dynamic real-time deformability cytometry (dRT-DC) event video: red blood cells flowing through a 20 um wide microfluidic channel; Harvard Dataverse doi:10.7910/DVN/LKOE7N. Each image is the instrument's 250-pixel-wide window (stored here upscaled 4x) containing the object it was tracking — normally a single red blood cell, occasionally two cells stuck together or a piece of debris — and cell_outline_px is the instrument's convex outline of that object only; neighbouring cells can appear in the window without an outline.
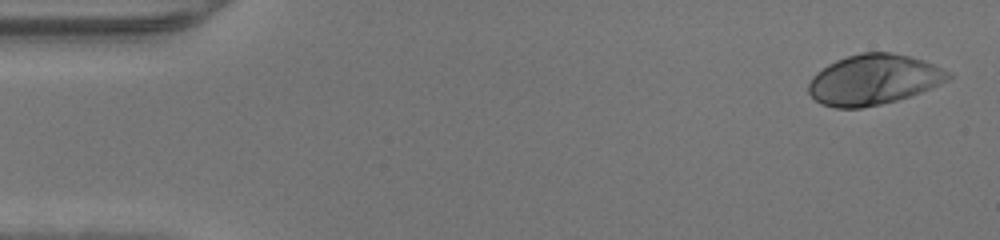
{"species": "human", "species_latin": "Homo sapiens", "temperature_condition": "warm", "stored_images_in_passage": 46, "camera_frame_rate_fps": 3000, "um_per_image_px": 0.085, "donor": {"sex": "male"}, "frame": {"image": 1, "passage_image": 1, "time_ms": 0.0, "image_size_px": [1000, 240], "cell_outline_px": [[952, 76], [948, 80], [932, 88], [896, 100], [880, 104], [860, 108], [836, 108], [820, 104], [808, 92], [808, 84], [812, 76], [816, 72], [828, 64], [836, 60], [860, 52], [892, 52], [912, 56], [924, 60], [952, 72]], "centroid_in_image_um": [74.26, 6.76], "position_along_channel_um": 10.7, "area_um2": 41.15}}
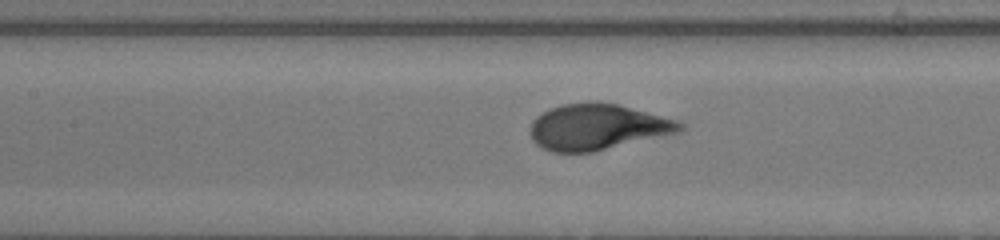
{"frame": {"image": 2, "passage_image": 20, "time_ms": 6.333, "image_size_px": [1000, 240], "cell_outline_px": [[684, 128], [680, 132], [592, 152], [552, 152], [536, 144], [532, 140], [528, 132], [532, 120], [536, 116], [552, 108], [564, 104], [620, 104], [676, 120], [684, 124]], "centroid_in_image_um": [50.77, 10.82], "position_along_channel_um": 156.6, "area_um2": 39.48}}
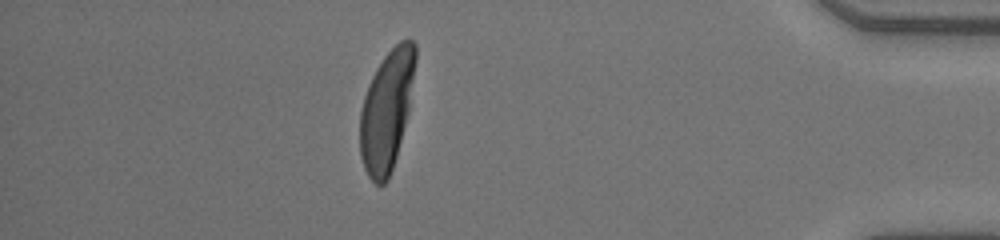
{"frame": {"image": 3, "passage_image": 40, "time_ms": 13.0, "image_size_px": [1000, 240], "cell_outline_px": [[416, 60], [408, 112], [396, 156], [388, 180], [384, 184], [376, 184], [368, 176], [364, 168], [360, 156], [360, 112], [364, 96], [368, 84], [376, 68], [384, 56], [400, 40], [412, 40], [416, 44]], "centroid_in_image_um": [32.85, 9.38], "position_along_channel_um": 402.3, "area_um2": 38.44}}